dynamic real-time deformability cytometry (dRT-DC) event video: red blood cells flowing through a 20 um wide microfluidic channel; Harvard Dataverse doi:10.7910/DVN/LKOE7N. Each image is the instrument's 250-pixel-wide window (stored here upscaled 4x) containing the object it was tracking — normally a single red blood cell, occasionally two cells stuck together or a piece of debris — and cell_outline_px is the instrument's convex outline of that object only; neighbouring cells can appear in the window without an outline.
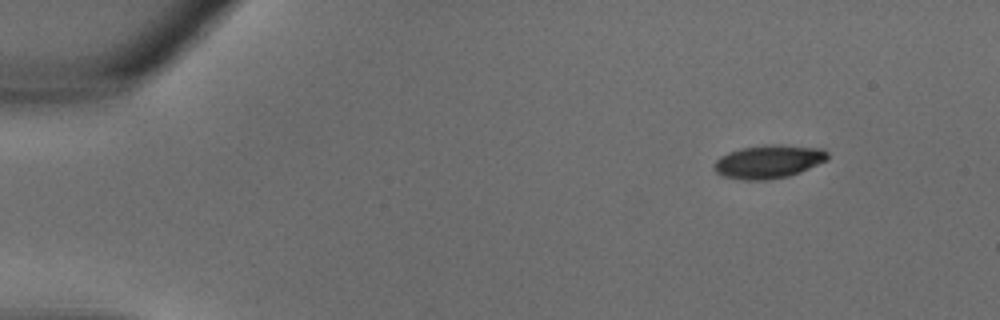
{"species": "common noctule bat (a hibernating species)", "species_latin": "Nyctalus noctula", "temperature_condition": "warm", "stored_images_in_passage": 3, "camera_frame_rate_fps": 3000, "um_per_image_px": 0.085, "animal": {"sex": "male", "body_mass_g": 18.8}, "frame": {"image": 1, "passage_image": 1, "time_ms": 0.0, "image_size_px": [1000, 320], "cell_outline_px": [[828, 160], [800, 172], [788, 176], [764, 180], [744, 180], [724, 176], [716, 172], [712, 168], [716, 160], [720, 156], [728, 152], [740, 148], [764, 144], [776, 144], [824, 148], [828, 152]], "centroid_in_image_um": [65.33, 13.72], "position_along_channel_um": 19.7, "area_um2": 22.25}}